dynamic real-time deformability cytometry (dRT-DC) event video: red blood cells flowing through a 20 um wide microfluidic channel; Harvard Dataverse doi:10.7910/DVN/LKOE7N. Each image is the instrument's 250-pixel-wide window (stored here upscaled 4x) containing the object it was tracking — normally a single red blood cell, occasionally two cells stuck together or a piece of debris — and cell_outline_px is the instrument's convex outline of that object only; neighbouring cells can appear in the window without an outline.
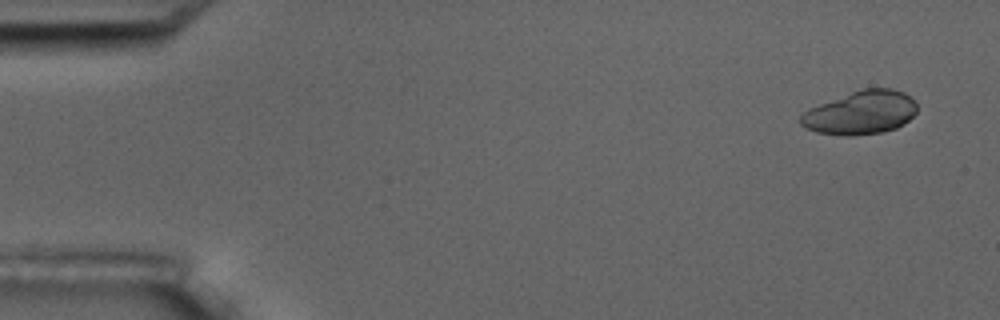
{"species": "common noctule bat (a hibernating species)", "species_latin": "Nyctalus noctula", "temperature_condition": "room temperature", "stored_images_in_passage": 5, "camera_frame_rate_fps": 3000, "um_per_image_px": 0.085, "animal": {"sex": "male", "body_mass_g": 17.5, "forearm_length_mm": 52.3}, "frame": {"image": 1, "passage_image": 1, "time_ms": 0.0, "image_size_px": [1000, 320], "cell_outline_px": [[916, 112], [904, 124], [896, 128], [880, 132], [852, 136], [844, 136], [816, 132], [800, 124], [800, 116], [808, 108], [852, 92], [864, 88], [892, 88], [904, 92], [916, 104]], "centroid_in_image_um": [73.15, 9.58], "position_along_channel_um": 11.9, "area_um2": 29.25}}